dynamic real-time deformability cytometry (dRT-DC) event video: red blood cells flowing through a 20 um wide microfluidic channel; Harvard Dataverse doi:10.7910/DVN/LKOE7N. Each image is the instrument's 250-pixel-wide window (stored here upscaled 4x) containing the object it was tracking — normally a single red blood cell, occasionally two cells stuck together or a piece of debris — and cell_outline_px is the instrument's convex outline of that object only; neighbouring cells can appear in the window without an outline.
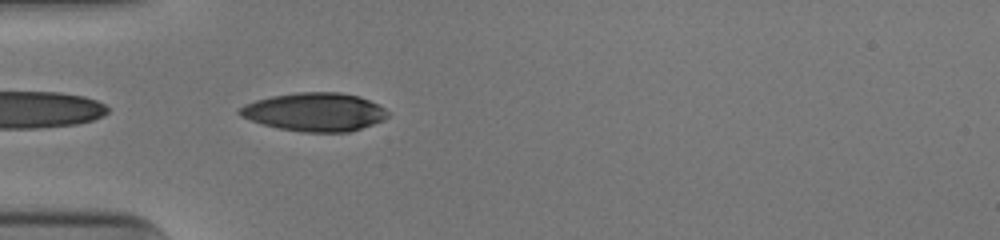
{"species": "human", "species_latin": "Homo sapiens", "temperature_condition": "cold", "stored_images_in_passage": 36, "camera_frame_rate_fps": 3000, "um_per_image_px": 0.085, "donor": {"sex": "male"}, "frame": {"image": 1, "passage_image": 1, "time_ms": 0.0, "image_size_px": [1000, 240], "cell_outline_px": [[388, 116], [384, 120], [348, 132], [300, 132], [280, 128], [264, 124], [240, 116], [236, 112], [244, 104], [256, 100], [272, 96], [296, 92], [340, 92], [360, 96], [384, 108], [388, 112]], "centroid_in_image_um": [26.74, 9.51], "position_along_channel_um": 58.3, "area_um2": 33.0}}
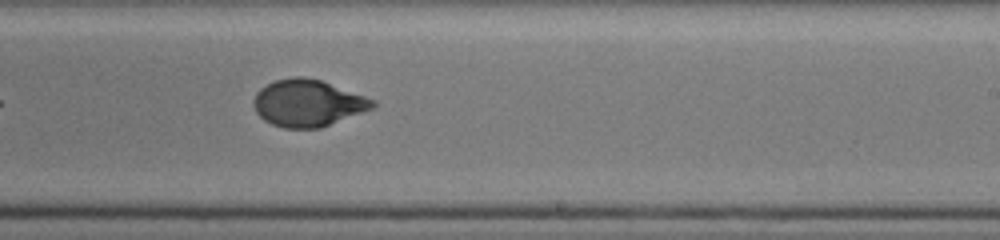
{"frame": {"image": 2, "passage_image": 17, "time_ms": 5.333, "image_size_px": [1000, 240], "cell_outline_px": [[376, 104], [372, 108], [320, 128], [284, 128], [272, 124], [264, 120], [256, 112], [252, 104], [252, 100], [256, 92], [260, 88], [276, 80], [292, 76], [304, 76], [320, 80], [376, 100]], "centroid_in_image_um": [26.12, 8.75], "position_along_channel_um": 262.9, "area_um2": 32.37}}
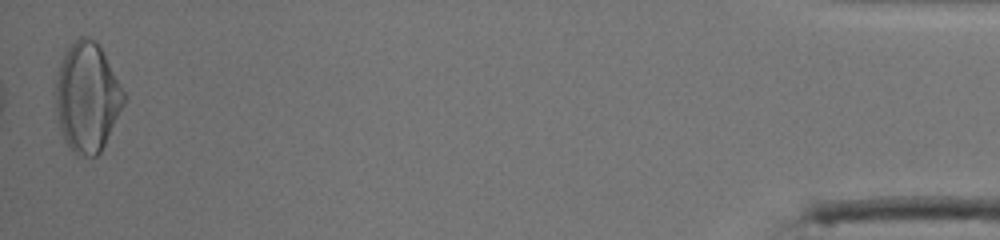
{"frame": {"image": 3, "passage_image": 36, "time_ms": 11.667, "image_size_px": [1000, 240], "cell_outline_px": [[128, 96], [100, 152], [96, 156], [76, 156], [64, 140], [60, 128], [56, 112], [56, 80], [60, 64], [68, 48], [80, 36], [88, 36], [96, 40]], "centroid_in_image_um": [7.42, 8.27], "position_along_channel_um": 427.8, "area_um2": 43.29}, "authors_computed_cell_mechanics": {"area_um2": 33.4662, "velocity_mm_per_s": 3.9597, "shape_relaxation_time_tau1_ms": 4.0495, "shape_relaxation_time_tau2_ms": 1.2471, "deformation_change_tau1": 0.1905, "deformation_change_tau2": 0.0376}}